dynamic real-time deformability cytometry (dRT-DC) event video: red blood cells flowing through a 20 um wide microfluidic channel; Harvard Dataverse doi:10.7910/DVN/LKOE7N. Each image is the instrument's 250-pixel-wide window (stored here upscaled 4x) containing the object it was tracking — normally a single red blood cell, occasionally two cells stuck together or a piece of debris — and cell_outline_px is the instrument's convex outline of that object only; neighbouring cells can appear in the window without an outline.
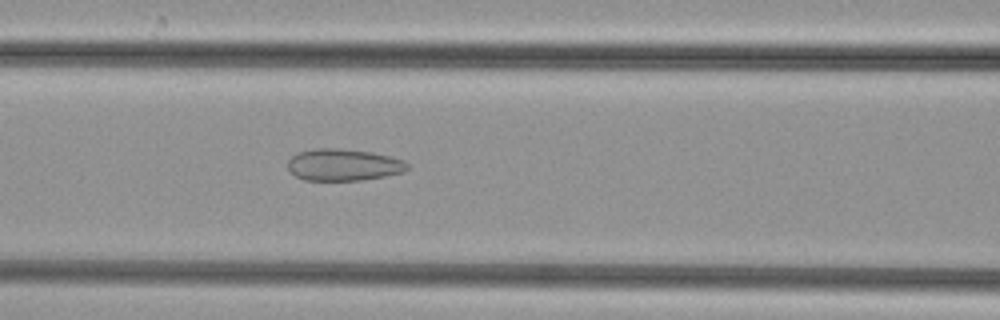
{"species": "common noctule bat (a hibernating species)", "species_latin": "Nyctalus noctula", "temperature_condition": "cold", "stored_images_in_passage": 49, "camera_frame_rate_fps": 3000, "um_per_image_px": 0.085, "animal": {"sex": "female", "body_mass_g": 29.2, "forearm_length_mm": 56.3}, "frame": {"image": 1, "passage_image": 20, "time_ms": 6.333, "image_size_px": [1000, 320], "cell_outline_px": [[408, 168], [404, 172], [364, 180], [304, 180], [296, 176], [288, 168], [288, 160], [296, 152], [312, 148], [340, 148], [372, 152], [404, 160], [408, 164]], "centroid_in_image_um": [29.18, 14.0], "position_along_channel_um": 137.4, "area_um2": 22.31}}
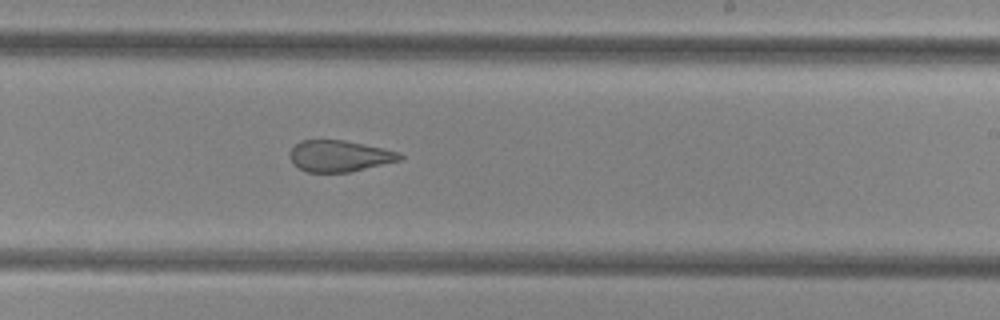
{"frame": {"image": 2, "passage_image": 29, "time_ms": 9.333, "image_size_px": [1000, 320], "cell_outline_px": [[404, 156], [400, 160], [348, 172], [308, 172], [292, 164], [288, 156], [288, 152], [300, 140], [344, 140], [364, 144], [400, 152]], "centroid_in_image_um": [28.81, 13.25], "position_along_channel_um": 260.2, "area_um2": 20.06}}
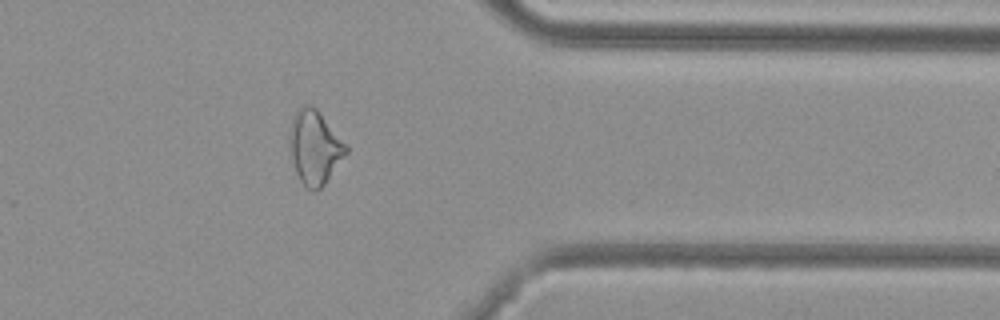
{"frame": {"image": 3, "passage_image": 39, "time_ms": 12.667, "image_size_px": [1000, 320], "cell_outline_px": [[348, 152], [324, 184], [316, 192], [312, 192], [300, 180], [296, 172], [292, 160], [288, 144], [288, 136], [292, 116], [304, 104], [308, 104], [316, 108], [320, 112], [348, 144]], "centroid_in_image_um": [26.75, 12.5], "position_along_channel_um": 384.7, "area_um2": 24.57}}